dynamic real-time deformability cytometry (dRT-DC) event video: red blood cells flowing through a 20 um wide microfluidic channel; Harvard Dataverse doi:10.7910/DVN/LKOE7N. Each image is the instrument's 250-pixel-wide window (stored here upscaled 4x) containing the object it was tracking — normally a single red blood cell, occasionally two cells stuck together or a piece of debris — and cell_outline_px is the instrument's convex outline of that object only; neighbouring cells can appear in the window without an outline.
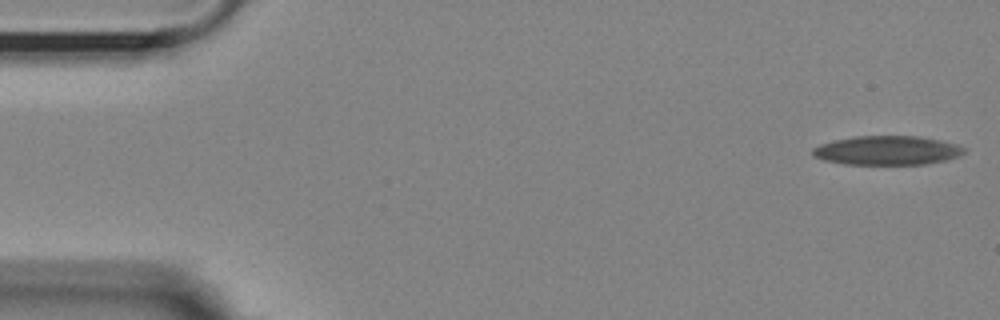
{"species": "Egyptian fruit bat (a non-hibernating species)", "species_latin": "Rousettus aegyptiacus", "temperature_condition": "room temperature", "stored_images_in_passage": 14, "camera_frame_rate_fps": 3000, "um_per_image_px": 0.085, "animal": {"sex": "female"}, "frame": {"image": 1, "passage_image": 1, "time_ms": 0.0, "image_size_px": [1000, 320], "cell_outline_px": [[968, 148], [964, 152], [948, 160], [924, 164], [844, 164], [824, 160], [812, 156], [812, 148], [820, 144], [852, 136], [920, 136], [940, 140], [956, 144]], "centroid_in_image_um": [75.41, 12.78], "position_along_channel_um": 9.6, "area_um2": 25.72}}
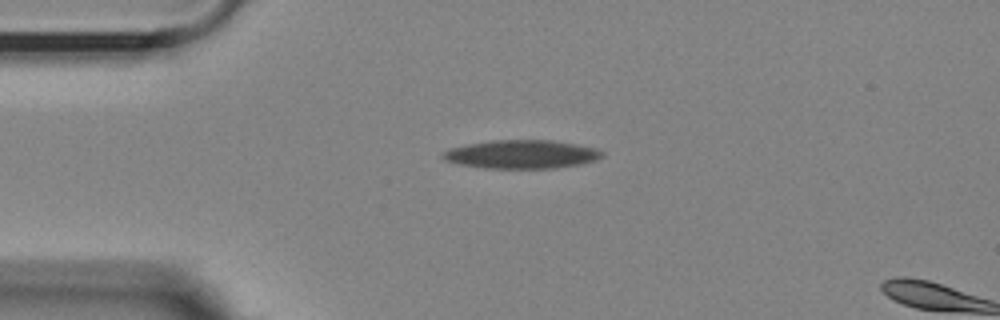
{"frame": {"image": 2, "passage_image": 12, "time_ms": 3.667, "image_size_px": [1000, 320], "cell_outline_px": [[604, 156], [596, 160], [580, 164], [556, 168], [484, 168], [456, 164], [444, 160], [440, 156], [448, 148], [468, 144], [492, 140], [552, 140], [576, 144], [596, 148], [604, 152]], "centroid_in_image_um": [44.32, 13.11], "position_along_channel_um": 40.7, "area_um2": 26.65}}